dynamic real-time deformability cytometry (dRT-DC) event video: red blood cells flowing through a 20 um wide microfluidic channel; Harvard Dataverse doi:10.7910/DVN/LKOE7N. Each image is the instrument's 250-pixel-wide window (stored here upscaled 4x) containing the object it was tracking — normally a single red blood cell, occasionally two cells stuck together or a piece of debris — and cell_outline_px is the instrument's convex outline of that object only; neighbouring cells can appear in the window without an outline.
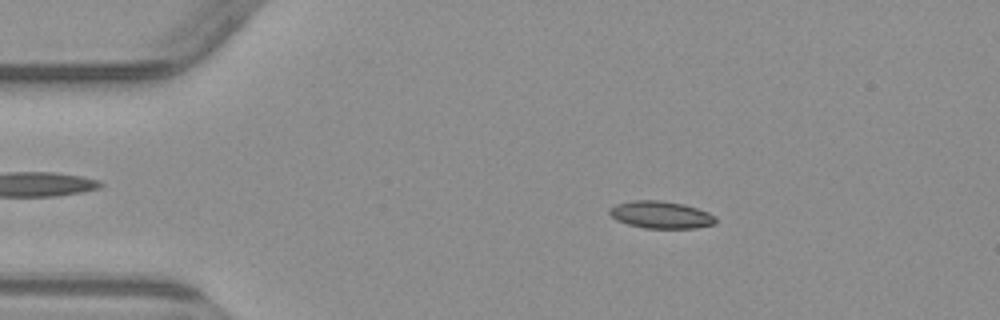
{"species": "common noctule bat (a hibernating species)", "species_latin": "Nyctalus noctula", "temperature_condition": "warm", "stored_images_in_passage": 6, "camera_frame_rate_fps": 3000, "um_per_image_px": 0.085, "animal": {"sex": "male", "body_mass_g": 23.1, "forearm_length_mm": 52.7}, "frame": {"image": 1, "passage_image": 2, "time_ms": 1.333, "image_size_px": [1000, 320], "cell_outline_px": [[716, 224], [696, 228], [644, 228], [628, 224], [616, 220], [608, 212], [608, 208], [616, 204], [632, 200], [660, 200], [684, 204], [708, 212], [716, 216]], "centroid_in_image_um": [56.17, 18.25], "position_along_channel_um": 28.8, "area_um2": 16.99}}
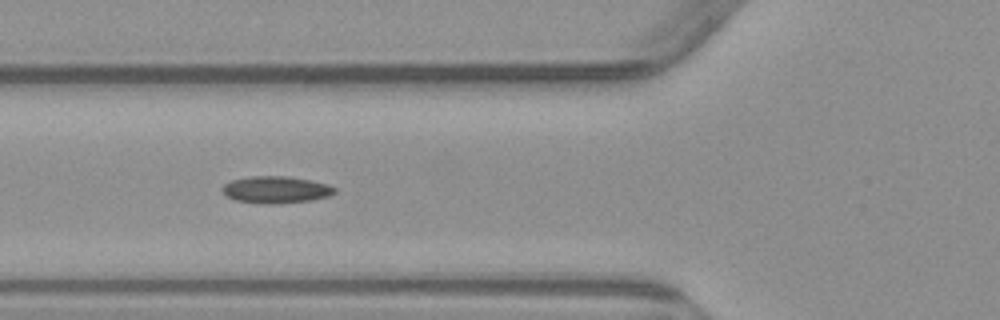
{"frame": {"image": 2, "passage_image": 5, "time_ms": 4.667, "image_size_px": [1000, 320], "cell_outline_px": [[336, 192], [328, 196], [312, 200], [276, 204], [264, 204], [236, 200], [228, 196], [220, 188], [224, 184], [232, 180], [252, 176], [288, 176], [312, 180], [328, 184], [336, 188]], "centroid_in_image_um": [23.48, 16.12], "position_along_channel_um": 102.3, "area_um2": 17.69}}
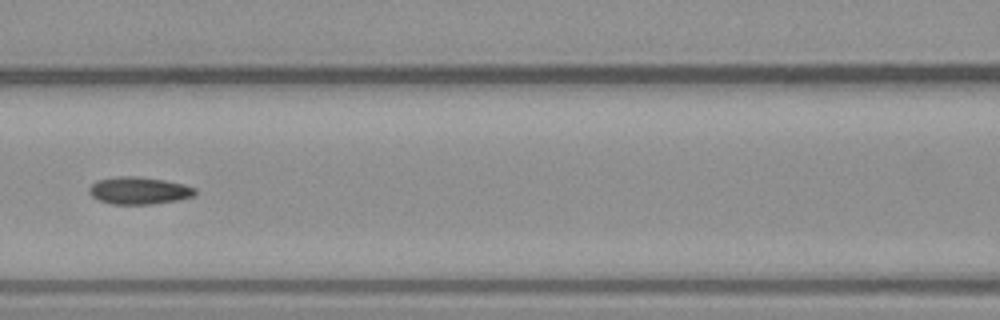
{"frame": {"image": 3, "passage_image": 6, "time_ms": 6.0, "image_size_px": [1000, 320], "cell_outline_px": [[196, 196], [180, 200], [152, 204], [112, 204], [100, 200], [92, 196], [88, 192], [88, 188], [96, 180], [116, 176], [136, 176], [164, 180], [184, 184], [196, 188]], "centroid_in_image_um": [11.83, 16.2], "position_along_channel_um": 154.8, "area_um2": 17.05}}